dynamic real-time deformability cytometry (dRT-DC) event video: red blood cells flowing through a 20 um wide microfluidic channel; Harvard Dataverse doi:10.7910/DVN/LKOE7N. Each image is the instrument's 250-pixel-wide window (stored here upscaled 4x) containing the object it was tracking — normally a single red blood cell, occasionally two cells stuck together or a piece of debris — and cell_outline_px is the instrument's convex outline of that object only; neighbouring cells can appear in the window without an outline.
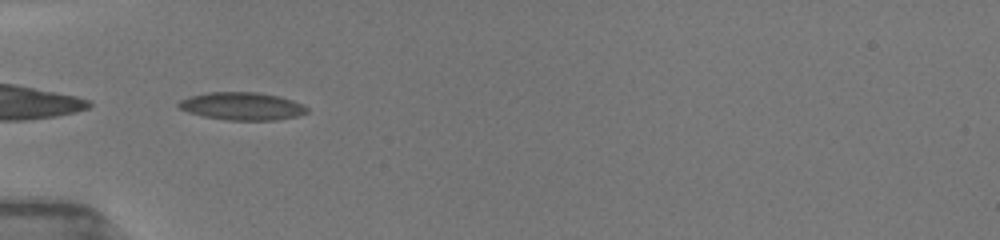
{"species": "common noctule bat (a hibernating species)", "species_latin": "Nyctalus noctula", "temperature_condition": "room temperature", "stored_images_in_passage": 12, "camera_frame_rate_fps": 3000, "um_per_image_px": 0.085, "animal": {"sex": "female", "body_mass_g": 19.5, "forearm_length_mm": 54.1}, "frame": {"image": 1, "passage_image": 2, "time_ms": 0.333, "image_size_px": [1000, 240], "cell_outline_px": [[308, 112], [296, 116], [276, 120], [228, 120], [204, 116], [188, 112], [180, 108], [176, 104], [180, 100], [192, 96], [208, 92], [256, 92], [280, 96], [292, 100], [308, 108]], "centroid_in_image_um": [20.57, 9.02], "position_along_channel_um": 64.4, "area_um2": 20.58}}
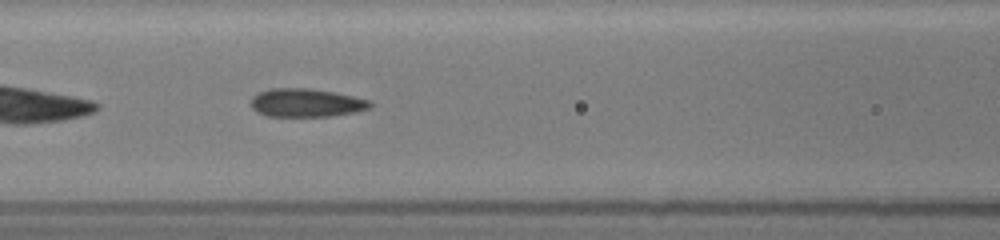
{"frame": {"image": 2, "passage_image": 8, "time_ms": 2.333, "image_size_px": [1000, 240], "cell_outline_px": [[372, 104], [368, 108], [356, 112], [328, 116], [268, 116], [256, 112], [252, 108], [252, 96], [268, 88], [308, 88], [332, 92], [372, 100]], "centroid_in_image_um": [26.01, 8.73], "position_along_channel_um": 140.6, "area_um2": 19.59}}
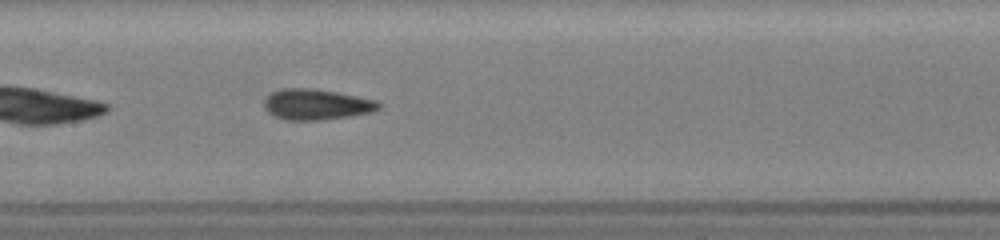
{"frame": {"image": 3, "passage_image": 12, "time_ms": 3.333, "image_size_px": [1000, 240], "cell_outline_px": [[380, 108], [372, 112], [348, 116], [320, 120], [288, 120], [276, 116], [268, 112], [264, 108], [264, 100], [272, 92], [280, 88], [312, 88], [336, 92], [376, 100], [380, 104]], "centroid_in_image_um": [26.88, 8.87], "position_along_channel_um": 180.5, "area_um2": 20.35}}